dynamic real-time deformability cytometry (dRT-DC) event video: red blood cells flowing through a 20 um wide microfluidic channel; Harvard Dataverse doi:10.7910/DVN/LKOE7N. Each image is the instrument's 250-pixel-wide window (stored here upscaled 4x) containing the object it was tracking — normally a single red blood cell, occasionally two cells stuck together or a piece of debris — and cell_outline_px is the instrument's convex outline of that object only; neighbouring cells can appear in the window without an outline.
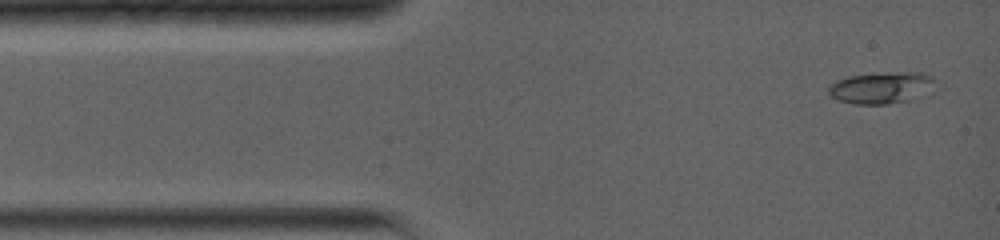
{"species": "common noctule bat (a hibernating species)", "species_latin": "Nyctalus noctula", "temperature_condition": "warm", "stored_images_in_passage": 31, "camera_frame_rate_fps": 5000, "um_per_image_px": 0.085, "animal": {"sex": "female", "body_mass_g": 19.0, "forearm_length_mm": 56.7}, "frame": {"image": 1, "passage_image": 1, "time_ms": 0.0, "image_size_px": [1000, 240], "cell_outline_px": [[932, 80], [908, 100], [888, 104], [856, 104], [840, 100], [832, 96], [828, 92], [828, 88], [836, 80], [848, 76], [896, 72], [924, 72], [932, 76]], "centroid_in_image_um": [74.74, 7.44], "position_along_channel_um": 10.3, "area_um2": 18.44}}
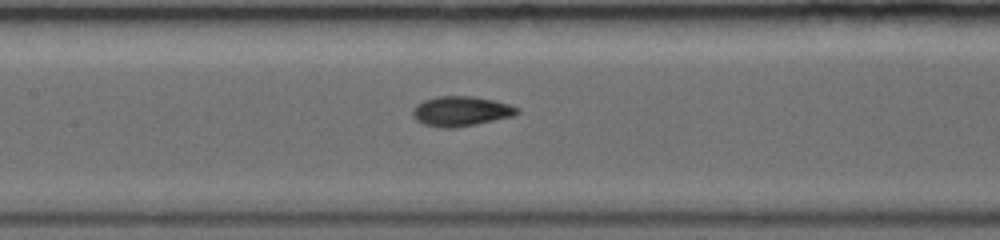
{"frame": {"image": 2, "passage_image": 12, "time_ms": 5.6, "image_size_px": [1000, 240], "cell_outline_px": [[520, 112], [512, 116], [476, 124], [452, 128], [444, 128], [424, 124], [416, 120], [412, 116], [412, 112], [416, 104], [424, 100], [436, 96], [472, 96], [496, 100], [520, 108]], "centroid_in_image_um": [39.18, 9.44], "position_along_channel_um": 168.2, "area_um2": 18.21}}
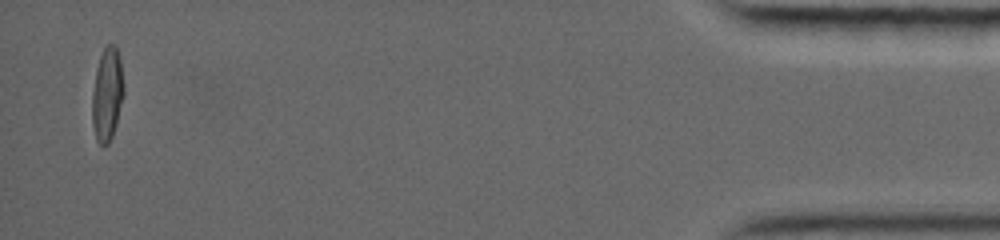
{"frame": {"image": 3, "passage_image": 28, "time_ms": 15.0, "image_size_px": [1000, 240], "cell_outline_px": [[124, 96], [116, 124], [112, 136], [108, 144], [104, 148], [96, 140], [92, 124], [92, 92], [96, 68], [100, 56], [104, 48], [108, 44], [112, 44], [116, 48], [120, 60], [124, 84]], "centroid_in_image_um": [9.1, 8.06], "position_along_channel_um": 426.1, "area_um2": 17.34}, "authors_computed_cell_mechanics": {"area_um2": 17.3978, "velocity_mm_per_s": 3.946, "shape_relaxation_time_tau1_ms": 6.3279, "shape_relaxation_time_tau2_ms": 0.9091, "deformation_change_tau1": 0.245, "deformation_change_tau2": 0.043}}